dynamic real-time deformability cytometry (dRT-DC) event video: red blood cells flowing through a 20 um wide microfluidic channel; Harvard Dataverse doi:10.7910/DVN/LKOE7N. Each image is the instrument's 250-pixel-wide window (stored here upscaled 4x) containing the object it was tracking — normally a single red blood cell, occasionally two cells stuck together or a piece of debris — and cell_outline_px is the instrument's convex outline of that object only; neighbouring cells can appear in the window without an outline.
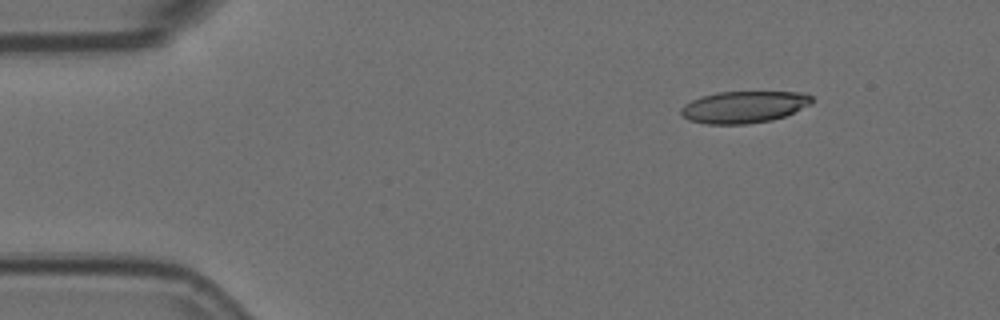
{"species": "Egyptian fruit bat (a non-hibernating species)", "species_latin": "Rousettus aegyptiacus", "temperature_condition": "room temperature", "stored_images_in_passage": 5, "camera_frame_rate_fps": 3000, "um_per_image_px": 0.085, "animal": {"sex": "female"}, "frame": {"image": 1, "passage_image": 1, "time_ms": 0.0, "image_size_px": [1000, 320], "cell_outline_px": [[812, 104], [784, 116], [772, 120], [748, 124], [708, 124], [688, 120], [680, 112], [680, 108], [684, 104], [700, 96], [716, 92], [804, 92], [812, 96]], "centroid_in_image_um": [63.22, 9.09], "position_along_channel_um": 21.8, "area_um2": 24.39}}
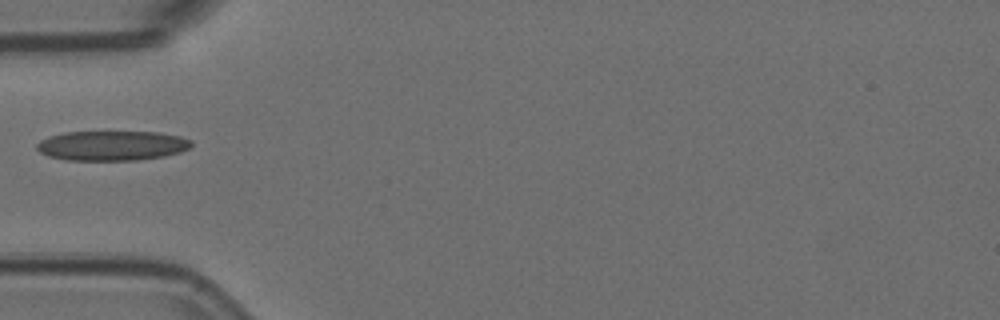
{"frame": {"image": 2, "passage_image": 4, "time_ms": 1.0, "image_size_px": [1000, 320], "cell_outline_px": [[192, 144], [188, 148], [180, 152], [164, 156], [136, 160], [68, 160], [48, 156], [40, 152], [36, 148], [36, 144], [40, 140], [48, 136], [64, 132], [160, 132], [180, 136], [192, 140]], "centroid_in_image_um": [9.5, 12.37], "position_along_channel_um": 75.5, "area_um2": 26.88}}
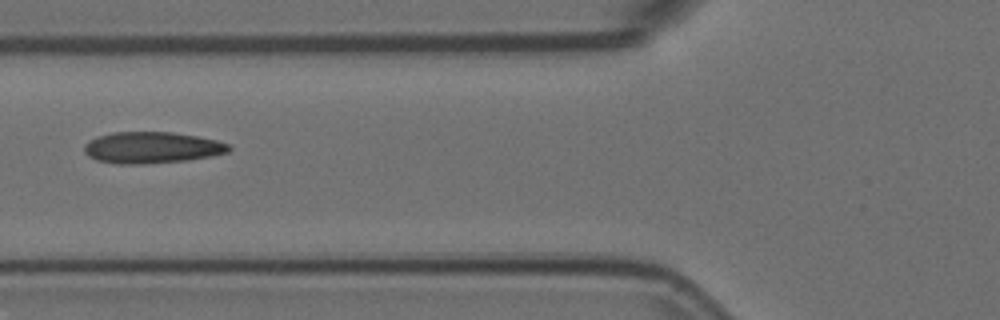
{"frame": {"image": 3, "passage_image": 5, "time_ms": 1.333, "image_size_px": [1000, 320], "cell_outline_px": [[232, 148], [228, 152], [212, 156], [188, 160], [140, 164], [120, 164], [96, 160], [88, 156], [84, 152], [84, 144], [88, 140], [96, 136], [112, 132], [172, 132], [196, 136], [216, 140], [228, 144]], "centroid_in_image_um": [12.87, 12.54], "position_along_channel_um": 112.9, "area_um2": 26.59}}